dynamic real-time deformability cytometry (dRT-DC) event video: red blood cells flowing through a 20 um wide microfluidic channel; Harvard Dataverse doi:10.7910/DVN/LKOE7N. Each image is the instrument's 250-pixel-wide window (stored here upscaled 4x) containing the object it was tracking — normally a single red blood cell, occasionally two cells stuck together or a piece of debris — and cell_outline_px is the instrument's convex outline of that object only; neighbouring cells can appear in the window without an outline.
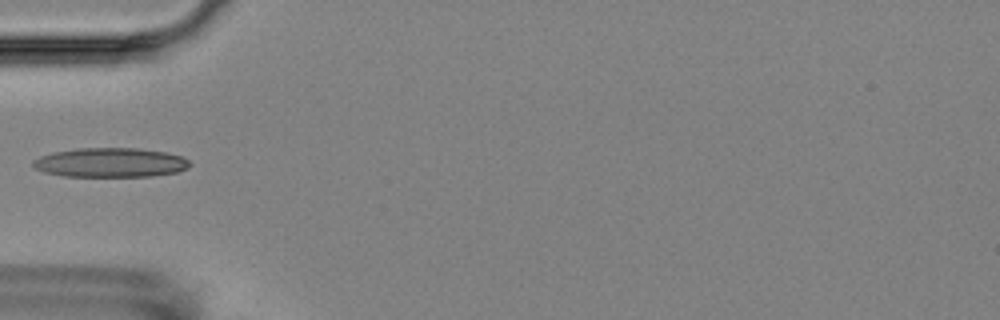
{"species": "Egyptian fruit bat (a non-hibernating species)", "species_latin": "Rousettus aegyptiacus", "temperature_condition": "room temperature", "stored_images_in_passage": 5, "camera_frame_rate_fps": 3000, "um_per_image_px": 0.085, "animal": {"sex": "female"}, "frame": {"image": 1, "passage_image": 5, "time_ms": 4.333, "image_size_px": [1000, 320], "cell_outline_px": [[192, 164], [188, 168], [176, 172], [152, 176], [64, 176], [44, 172], [36, 168], [32, 164], [32, 160], [40, 156], [52, 152], [80, 148], [136, 148], [168, 152], [180, 156], [188, 160]], "centroid_in_image_um": [9.39, 13.81], "position_along_channel_um": 75.6, "area_um2": 26.82}}